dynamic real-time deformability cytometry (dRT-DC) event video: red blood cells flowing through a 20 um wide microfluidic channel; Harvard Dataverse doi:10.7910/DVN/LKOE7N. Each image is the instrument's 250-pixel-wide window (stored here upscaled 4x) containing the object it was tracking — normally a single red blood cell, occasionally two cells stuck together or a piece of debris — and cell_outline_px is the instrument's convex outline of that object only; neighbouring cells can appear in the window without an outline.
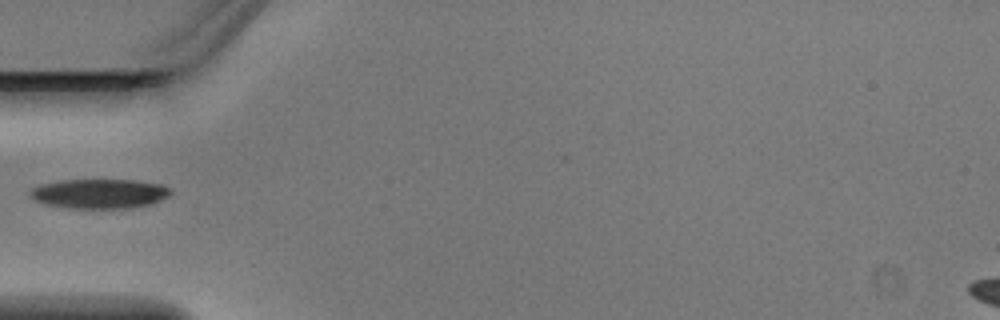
{"species": "Egyptian fruit bat (a non-hibernating species)", "species_latin": "Rousettus aegyptiacus", "temperature_condition": "warm", "stored_images_in_passage": 4, "camera_frame_rate_fps": 3000, "um_per_image_px": 0.085, "animal": {"sex": "male"}, "frame": {"image": 1, "passage_image": 4, "time_ms": 1.0, "image_size_px": [1000, 320], "cell_outline_px": [[172, 192], [168, 196], [152, 204], [132, 208], [68, 208], [48, 204], [32, 200], [28, 196], [28, 192], [32, 188], [40, 184], [64, 180], [132, 180], [160, 184], [168, 188]], "centroid_in_image_um": [8.41, 16.47], "position_along_channel_um": 76.6, "area_um2": 24.22}}